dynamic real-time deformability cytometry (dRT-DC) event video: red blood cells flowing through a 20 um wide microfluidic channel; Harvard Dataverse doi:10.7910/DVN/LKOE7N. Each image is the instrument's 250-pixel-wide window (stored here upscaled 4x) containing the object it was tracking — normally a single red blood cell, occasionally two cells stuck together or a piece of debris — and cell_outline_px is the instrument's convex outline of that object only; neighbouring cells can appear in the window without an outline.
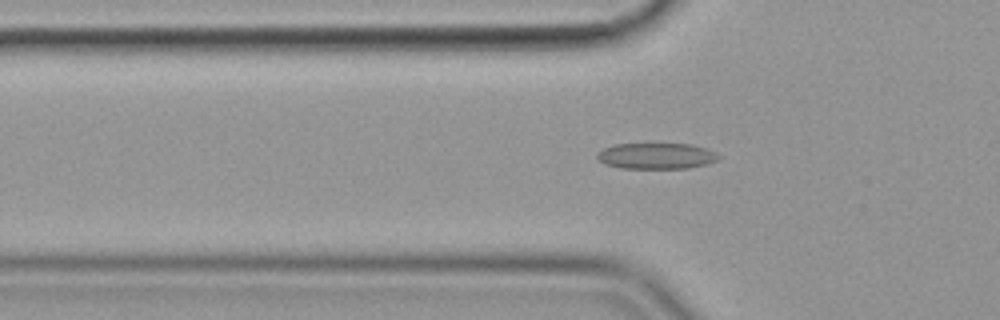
{"species": "common noctule bat (a hibernating species)", "species_latin": "Nyctalus noctula", "temperature_condition": "cold", "stored_images_in_passage": 40, "camera_frame_rate_fps": 3000, "um_per_image_px": 0.085, "animal": {"sex": "female", "body_mass_g": 19.9}, "frame": {"image": 1, "passage_image": 2, "time_ms": 0.333, "image_size_px": [1000, 320], "cell_outline_px": [[720, 160], [708, 164], [688, 168], [620, 168], [604, 164], [596, 156], [596, 152], [604, 148], [616, 144], [692, 144], [716, 152], [720, 156]], "centroid_in_image_um": [55.81, 13.26], "position_along_channel_um": 70.0, "area_um2": 18.5}}
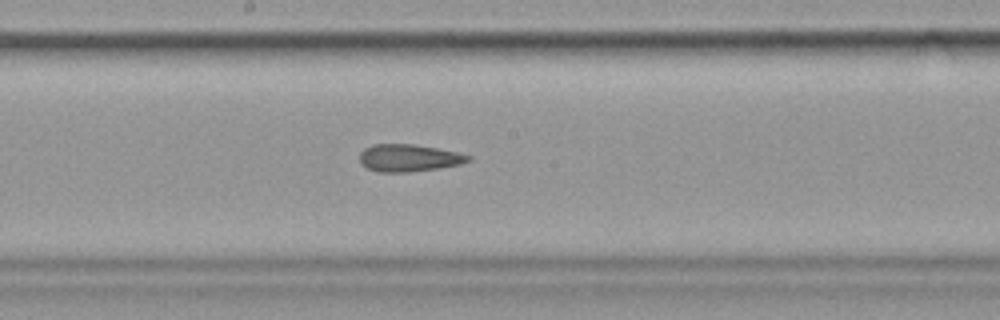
{"frame": {"image": 2, "passage_image": 14, "time_ms": 4.333, "image_size_px": [1000, 320], "cell_outline_px": [[472, 160], [460, 164], [440, 168], [408, 172], [380, 172], [368, 168], [360, 164], [360, 152], [364, 148], [372, 144], [412, 144], [436, 148], [456, 152], [472, 156]], "centroid_in_image_um": [34.74, 13.42], "position_along_channel_um": 213.5, "area_um2": 17.28}}
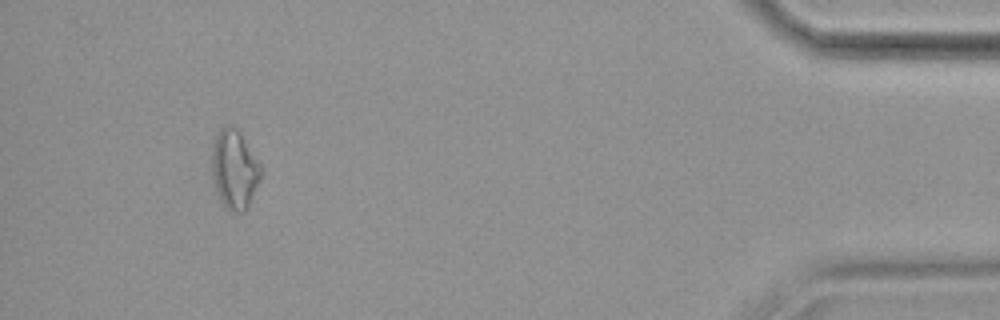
{"frame": {"image": 3, "passage_image": 36, "time_ms": 11.667, "image_size_px": [1000, 320], "cell_outline_px": [[264, 168], [260, 180], [244, 212], [228, 212], [224, 208], [216, 192], [212, 176], [212, 148], [216, 136], [220, 128], [224, 124], [228, 124], [236, 128], [264, 164]], "centroid_in_image_um": [19.95, 14.39], "position_along_channel_um": 415.2, "area_um2": 23.18}, "authors_computed_cell_mechanics": {"area_um2": 17.6001, "velocity_mm_per_s": 3.5938, "shape_relaxation_time_tau1_ms": null, "shape_relaxation_time_tau2_ms": 4.6724, "deformation_change_tau1": null, "deformation_change_tau2": 0.1421}}